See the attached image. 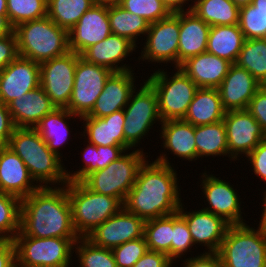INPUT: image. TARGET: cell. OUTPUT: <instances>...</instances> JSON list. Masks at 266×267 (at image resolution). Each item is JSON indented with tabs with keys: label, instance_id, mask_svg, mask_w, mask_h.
<instances>
[{
	"label": "cell",
	"instance_id": "f1b7e54d",
	"mask_svg": "<svg viewBox=\"0 0 266 267\" xmlns=\"http://www.w3.org/2000/svg\"><path fill=\"white\" fill-rule=\"evenodd\" d=\"M78 118L81 119L67 108H55L51 113L46 114L34 129L40 134L47 147L63 160L60 147L69 144L68 140L72 139L69 122L71 123V119L75 121Z\"/></svg>",
	"mask_w": 266,
	"mask_h": 267
},
{
	"label": "cell",
	"instance_id": "11a10c76",
	"mask_svg": "<svg viewBox=\"0 0 266 267\" xmlns=\"http://www.w3.org/2000/svg\"><path fill=\"white\" fill-rule=\"evenodd\" d=\"M164 3L170 8L172 12L175 11H183V10H190L191 4H189V0H163ZM189 5L188 8L185 6Z\"/></svg>",
	"mask_w": 266,
	"mask_h": 267
},
{
	"label": "cell",
	"instance_id": "4dcf8cb0",
	"mask_svg": "<svg viewBox=\"0 0 266 267\" xmlns=\"http://www.w3.org/2000/svg\"><path fill=\"white\" fill-rule=\"evenodd\" d=\"M244 41L239 24L211 26L206 51L236 64Z\"/></svg>",
	"mask_w": 266,
	"mask_h": 267
},
{
	"label": "cell",
	"instance_id": "d6986e66",
	"mask_svg": "<svg viewBox=\"0 0 266 267\" xmlns=\"http://www.w3.org/2000/svg\"><path fill=\"white\" fill-rule=\"evenodd\" d=\"M111 34L108 6L94 5L68 32L69 50L81 55L87 48Z\"/></svg>",
	"mask_w": 266,
	"mask_h": 267
},
{
	"label": "cell",
	"instance_id": "d4e9b609",
	"mask_svg": "<svg viewBox=\"0 0 266 267\" xmlns=\"http://www.w3.org/2000/svg\"><path fill=\"white\" fill-rule=\"evenodd\" d=\"M231 65L226 59L206 51L188 58L179 68L199 88H218Z\"/></svg>",
	"mask_w": 266,
	"mask_h": 267
},
{
	"label": "cell",
	"instance_id": "f5cc1de1",
	"mask_svg": "<svg viewBox=\"0 0 266 267\" xmlns=\"http://www.w3.org/2000/svg\"><path fill=\"white\" fill-rule=\"evenodd\" d=\"M0 267H16V247L12 240H0Z\"/></svg>",
	"mask_w": 266,
	"mask_h": 267
},
{
	"label": "cell",
	"instance_id": "3957f363",
	"mask_svg": "<svg viewBox=\"0 0 266 267\" xmlns=\"http://www.w3.org/2000/svg\"><path fill=\"white\" fill-rule=\"evenodd\" d=\"M7 147L23 160L39 187H59L68 183L65 163L47 147L34 128H15Z\"/></svg>",
	"mask_w": 266,
	"mask_h": 267
},
{
	"label": "cell",
	"instance_id": "6f0895ef",
	"mask_svg": "<svg viewBox=\"0 0 266 267\" xmlns=\"http://www.w3.org/2000/svg\"><path fill=\"white\" fill-rule=\"evenodd\" d=\"M265 191V192H264ZM263 191V201H262V206L263 207H261L263 210H262V214L260 215L261 216V218H259V224H261L263 227H265L266 228V190H264Z\"/></svg>",
	"mask_w": 266,
	"mask_h": 267
},
{
	"label": "cell",
	"instance_id": "1f68e13d",
	"mask_svg": "<svg viewBox=\"0 0 266 267\" xmlns=\"http://www.w3.org/2000/svg\"><path fill=\"white\" fill-rule=\"evenodd\" d=\"M126 150L122 146H96L89 143L83 148V164L78 170L69 171L66 169L68 182H82L89 174L94 171L104 169L112 161H116ZM84 165V166H83ZM74 171V172H73Z\"/></svg>",
	"mask_w": 266,
	"mask_h": 267
},
{
	"label": "cell",
	"instance_id": "52a82bcc",
	"mask_svg": "<svg viewBox=\"0 0 266 267\" xmlns=\"http://www.w3.org/2000/svg\"><path fill=\"white\" fill-rule=\"evenodd\" d=\"M143 148L126 151L104 169L89 174L82 182L92 191L120 199L123 203L133 187L139 169L148 158ZM129 152V153H128Z\"/></svg>",
	"mask_w": 266,
	"mask_h": 267
},
{
	"label": "cell",
	"instance_id": "f35d334b",
	"mask_svg": "<svg viewBox=\"0 0 266 267\" xmlns=\"http://www.w3.org/2000/svg\"><path fill=\"white\" fill-rule=\"evenodd\" d=\"M74 249L79 267H117L111 249L99 247L86 237H80Z\"/></svg>",
	"mask_w": 266,
	"mask_h": 267
},
{
	"label": "cell",
	"instance_id": "4fadbf2b",
	"mask_svg": "<svg viewBox=\"0 0 266 267\" xmlns=\"http://www.w3.org/2000/svg\"><path fill=\"white\" fill-rule=\"evenodd\" d=\"M203 172L199 184L203 192L201 194L204 195L203 199L206 198L204 202L206 201L208 205L203 206L202 209L223 218L230 225L245 224L246 221L241 211L243 210L241 207L242 198H239L240 196L237 189H234V185L228 180L210 174L207 170Z\"/></svg>",
	"mask_w": 266,
	"mask_h": 267
},
{
	"label": "cell",
	"instance_id": "4316f807",
	"mask_svg": "<svg viewBox=\"0 0 266 267\" xmlns=\"http://www.w3.org/2000/svg\"><path fill=\"white\" fill-rule=\"evenodd\" d=\"M210 28L191 10L180 11L178 67L188 58L206 52Z\"/></svg>",
	"mask_w": 266,
	"mask_h": 267
},
{
	"label": "cell",
	"instance_id": "ee69618b",
	"mask_svg": "<svg viewBox=\"0 0 266 267\" xmlns=\"http://www.w3.org/2000/svg\"><path fill=\"white\" fill-rule=\"evenodd\" d=\"M148 250L145 237L118 245L112 249L117 267H132Z\"/></svg>",
	"mask_w": 266,
	"mask_h": 267
},
{
	"label": "cell",
	"instance_id": "ba28073f",
	"mask_svg": "<svg viewBox=\"0 0 266 267\" xmlns=\"http://www.w3.org/2000/svg\"><path fill=\"white\" fill-rule=\"evenodd\" d=\"M171 77L164 69H154L146 80L155 90L162 121L183 119L199 87L179 68ZM156 70V71H155Z\"/></svg>",
	"mask_w": 266,
	"mask_h": 267
},
{
	"label": "cell",
	"instance_id": "c3c4849f",
	"mask_svg": "<svg viewBox=\"0 0 266 267\" xmlns=\"http://www.w3.org/2000/svg\"><path fill=\"white\" fill-rule=\"evenodd\" d=\"M18 56L17 39L14 31L10 35L0 37V70Z\"/></svg>",
	"mask_w": 266,
	"mask_h": 267
},
{
	"label": "cell",
	"instance_id": "816d5d0a",
	"mask_svg": "<svg viewBox=\"0 0 266 267\" xmlns=\"http://www.w3.org/2000/svg\"><path fill=\"white\" fill-rule=\"evenodd\" d=\"M15 128L8 106L0 102V147L8 146Z\"/></svg>",
	"mask_w": 266,
	"mask_h": 267
},
{
	"label": "cell",
	"instance_id": "7402d4cb",
	"mask_svg": "<svg viewBox=\"0 0 266 267\" xmlns=\"http://www.w3.org/2000/svg\"><path fill=\"white\" fill-rule=\"evenodd\" d=\"M136 48L139 47L129 39L111 33L103 41L87 48L81 57L89 63L106 67L113 72H123L132 70L131 66L124 64V60L131 56Z\"/></svg>",
	"mask_w": 266,
	"mask_h": 267
},
{
	"label": "cell",
	"instance_id": "680465c9",
	"mask_svg": "<svg viewBox=\"0 0 266 267\" xmlns=\"http://www.w3.org/2000/svg\"><path fill=\"white\" fill-rule=\"evenodd\" d=\"M120 0H92L94 5H106V6H111L118 4Z\"/></svg>",
	"mask_w": 266,
	"mask_h": 267
},
{
	"label": "cell",
	"instance_id": "74e56055",
	"mask_svg": "<svg viewBox=\"0 0 266 267\" xmlns=\"http://www.w3.org/2000/svg\"><path fill=\"white\" fill-rule=\"evenodd\" d=\"M173 214L145 221L144 237L150 251L162 252L171 260Z\"/></svg>",
	"mask_w": 266,
	"mask_h": 267
},
{
	"label": "cell",
	"instance_id": "db71d44e",
	"mask_svg": "<svg viewBox=\"0 0 266 267\" xmlns=\"http://www.w3.org/2000/svg\"><path fill=\"white\" fill-rule=\"evenodd\" d=\"M252 4L261 13L262 17V39L266 38V0H253Z\"/></svg>",
	"mask_w": 266,
	"mask_h": 267
},
{
	"label": "cell",
	"instance_id": "9c48e42d",
	"mask_svg": "<svg viewBox=\"0 0 266 267\" xmlns=\"http://www.w3.org/2000/svg\"><path fill=\"white\" fill-rule=\"evenodd\" d=\"M78 239L36 238L18 232L13 240L16 247V267H70L74 244Z\"/></svg>",
	"mask_w": 266,
	"mask_h": 267
},
{
	"label": "cell",
	"instance_id": "277c9868",
	"mask_svg": "<svg viewBox=\"0 0 266 267\" xmlns=\"http://www.w3.org/2000/svg\"><path fill=\"white\" fill-rule=\"evenodd\" d=\"M13 31L19 56L36 63L41 64L70 51L68 31L48 16L21 23Z\"/></svg>",
	"mask_w": 266,
	"mask_h": 267
},
{
	"label": "cell",
	"instance_id": "e0dca14e",
	"mask_svg": "<svg viewBox=\"0 0 266 267\" xmlns=\"http://www.w3.org/2000/svg\"><path fill=\"white\" fill-rule=\"evenodd\" d=\"M40 86V64L18 56L0 70V102L8 105L13 99Z\"/></svg>",
	"mask_w": 266,
	"mask_h": 267
},
{
	"label": "cell",
	"instance_id": "60d3db41",
	"mask_svg": "<svg viewBox=\"0 0 266 267\" xmlns=\"http://www.w3.org/2000/svg\"><path fill=\"white\" fill-rule=\"evenodd\" d=\"M7 16L11 26L44 18L47 16L45 0H6Z\"/></svg>",
	"mask_w": 266,
	"mask_h": 267
},
{
	"label": "cell",
	"instance_id": "836d02e7",
	"mask_svg": "<svg viewBox=\"0 0 266 267\" xmlns=\"http://www.w3.org/2000/svg\"><path fill=\"white\" fill-rule=\"evenodd\" d=\"M197 160L201 157L229 158L226 129L223 120L214 124L195 126Z\"/></svg>",
	"mask_w": 266,
	"mask_h": 267
},
{
	"label": "cell",
	"instance_id": "b9f144b4",
	"mask_svg": "<svg viewBox=\"0 0 266 267\" xmlns=\"http://www.w3.org/2000/svg\"><path fill=\"white\" fill-rule=\"evenodd\" d=\"M118 5L144 18L149 24L167 18L172 13L163 0H120Z\"/></svg>",
	"mask_w": 266,
	"mask_h": 267
},
{
	"label": "cell",
	"instance_id": "ab89813d",
	"mask_svg": "<svg viewBox=\"0 0 266 267\" xmlns=\"http://www.w3.org/2000/svg\"><path fill=\"white\" fill-rule=\"evenodd\" d=\"M21 199L0 191V240H14L20 231Z\"/></svg>",
	"mask_w": 266,
	"mask_h": 267
},
{
	"label": "cell",
	"instance_id": "bcb514c9",
	"mask_svg": "<svg viewBox=\"0 0 266 267\" xmlns=\"http://www.w3.org/2000/svg\"><path fill=\"white\" fill-rule=\"evenodd\" d=\"M248 158V159H247ZM251 170L266 184V137L246 156ZM253 168V169H252Z\"/></svg>",
	"mask_w": 266,
	"mask_h": 267
},
{
	"label": "cell",
	"instance_id": "8992f818",
	"mask_svg": "<svg viewBox=\"0 0 266 267\" xmlns=\"http://www.w3.org/2000/svg\"><path fill=\"white\" fill-rule=\"evenodd\" d=\"M217 254L224 267H266V228L230 225Z\"/></svg>",
	"mask_w": 266,
	"mask_h": 267
},
{
	"label": "cell",
	"instance_id": "5b68a950",
	"mask_svg": "<svg viewBox=\"0 0 266 267\" xmlns=\"http://www.w3.org/2000/svg\"><path fill=\"white\" fill-rule=\"evenodd\" d=\"M72 223L79 237H87L97 226L118 213L124 203L90 190L83 182L67 183Z\"/></svg>",
	"mask_w": 266,
	"mask_h": 267
},
{
	"label": "cell",
	"instance_id": "f907efd6",
	"mask_svg": "<svg viewBox=\"0 0 266 267\" xmlns=\"http://www.w3.org/2000/svg\"><path fill=\"white\" fill-rule=\"evenodd\" d=\"M173 262L162 252L147 250L132 267H172Z\"/></svg>",
	"mask_w": 266,
	"mask_h": 267
},
{
	"label": "cell",
	"instance_id": "94428289",
	"mask_svg": "<svg viewBox=\"0 0 266 267\" xmlns=\"http://www.w3.org/2000/svg\"><path fill=\"white\" fill-rule=\"evenodd\" d=\"M238 7L249 5L253 0H233Z\"/></svg>",
	"mask_w": 266,
	"mask_h": 267
},
{
	"label": "cell",
	"instance_id": "e575fe53",
	"mask_svg": "<svg viewBox=\"0 0 266 267\" xmlns=\"http://www.w3.org/2000/svg\"><path fill=\"white\" fill-rule=\"evenodd\" d=\"M108 16L112 34L125 37L136 46L139 44L138 37L145 39L150 24L144 18L126 11L118 4L108 6Z\"/></svg>",
	"mask_w": 266,
	"mask_h": 267
},
{
	"label": "cell",
	"instance_id": "2e32d148",
	"mask_svg": "<svg viewBox=\"0 0 266 267\" xmlns=\"http://www.w3.org/2000/svg\"><path fill=\"white\" fill-rule=\"evenodd\" d=\"M144 225L143 218L123 207L91 231L86 238L99 247L112 250L125 242L144 237Z\"/></svg>",
	"mask_w": 266,
	"mask_h": 267
},
{
	"label": "cell",
	"instance_id": "7a4b0ae2",
	"mask_svg": "<svg viewBox=\"0 0 266 267\" xmlns=\"http://www.w3.org/2000/svg\"><path fill=\"white\" fill-rule=\"evenodd\" d=\"M19 232L36 238H80L72 223L67 184L39 187L21 199Z\"/></svg>",
	"mask_w": 266,
	"mask_h": 267
},
{
	"label": "cell",
	"instance_id": "d590c367",
	"mask_svg": "<svg viewBox=\"0 0 266 267\" xmlns=\"http://www.w3.org/2000/svg\"><path fill=\"white\" fill-rule=\"evenodd\" d=\"M236 64L266 85V39H245Z\"/></svg>",
	"mask_w": 266,
	"mask_h": 267
},
{
	"label": "cell",
	"instance_id": "f6af8a7d",
	"mask_svg": "<svg viewBox=\"0 0 266 267\" xmlns=\"http://www.w3.org/2000/svg\"><path fill=\"white\" fill-rule=\"evenodd\" d=\"M239 27L245 39H262L261 13L252 3L240 7Z\"/></svg>",
	"mask_w": 266,
	"mask_h": 267
},
{
	"label": "cell",
	"instance_id": "6125c7cd",
	"mask_svg": "<svg viewBox=\"0 0 266 267\" xmlns=\"http://www.w3.org/2000/svg\"><path fill=\"white\" fill-rule=\"evenodd\" d=\"M195 1H197V0H189V2H191V5H192V3H194Z\"/></svg>",
	"mask_w": 266,
	"mask_h": 267
},
{
	"label": "cell",
	"instance_id": "83f0119b",
	"mask_svg": "<svg viewBox=\"0 0 266 267\" xmlns=\"http://www.w3.org/2000/svg\"><path fill=\"white\" fill-rule=\"evenodd\" d=\"M159 130L161 146L177 158L197 160V149L195 144V126L183 119L162 121ZM163 144V145H162Z\"/></svg>",
	"mask_w": 266,
	"mask_h": 267
},
{
	"label": "cell",
	"instance_id": "d6a6232c",
	"mask_svg": "<svg viewBox=\"0 0 266 267\" xmlns=\"http://www.w3.org/2000/svg\"><path fill=\"white\" fill-rule=\"evenodd\" d=\"M190 10L209 26L239 24L240 7L233 0H197Z\"/></svg>",
	"mask_w": 266,
	"mask_h": 267
},
{
	"label": "cell",
	"instance_id": "8fae6325",
	"mask_svg": "<svg viewBox=\"0 0 266 267\" xmlns=\"http://www.w3.org/2000/svg\"><path fill=\"white\" fill-rule=\"evenodd\" d=\"M180 33V11L172 12L167 18L151 23L142 44L138 60L172 64L178 67V46ZM155 63V64H154ZM175 66V67H174Z\"/></svg>",
	"mask_w": 266,
	"mask_h": 267
},
{
	"label": "cell",
	"instance_id": "91938a15",
	"mask_svg": "<svg viewBox=\"0 0 266 267\" xmlns=\"http://www.w3.org/2000/svg\"><path fill=\"white\" fill-rule=\"evenodd\" d=\"M0 16H7L6 0H0Z\"/></svg>",
	"mask_w": 266,
	"mask_h": 267
},
{
	"label": "cell",
	"instance_id": "8d00e7d4",
	"mask_svg": "<svg viewBox=\"0 0 266 267\" xmlns=\"http://www.w3.org/2000/svg\"><path fill=\"white\" fill-rule=\"evenodd\" d=\"M47 5V16L69 32L94 3L92 0H49Z\"/></svg>",
	"mask_w": 266,
	"mask_h": 267
},
{
	"label": "cell",
	"instance_id": "603a6c76",
	"mask_svg": "<svg viewBox=\"0 0 266 267\" xmlns=\"http://www.w3.org/2000/svg\"><path fill=\"white\" fill-rule=\"evenodd\" d=\"M38 188L23 160L9 147H0V191L23 199Z\"/></svg>",
	"mask_w": 266,
	"mask_h": 267
},
{
	"label": "cell",
	"instance_id": "44dd1931",
	"mask_svg": "<svg viewBox=\"0 0 266 267\" xmlns=\"http://www.w3.org/2000/svg\"><path fill=\"white\" fill-rule=\"evenodd\" d=\"M262 85L244 68L232 64L218 87L225 111L245 110Z\"/></svg>",
	"mask_w": 266,
	"mask_h": 267
},
{
	"label": "cell",
	"instance_id": "cb8c5ba5",
	"mask_svg": "<svg viewBox=\"0 0 266 267\" xmlns=\"http://www.w3.org/2000/svg\"><path fill=\"white\" fill-rule=\"evenodd\" d=\"M81 136L96 146H122L125 149L124 110H118L102 118L82 116Z\"/></svg>",
	"mask_w": 266,
	"mask_h": 267
},
{
	"label": "cell",
	"instance_id": "6da1fadb",
	"mask_svg": "<svg viewBox=\"0 0 266 267\" xmlns=\"http://www.w3.org/2000/svg\"><path fill=\"white\" fill-rule=\"evenodd\" d=\"M166 152L144 162L124 202V208L145 221L178 212L182 204L177 171ZM172 164V165H171Z\"/></svg>",
	"mask_w": 266,
	"mask_h": 267
},
{
	"label": "cell",
	"instance_id": "9f6ffc18",
	"mask_svg": "<svg viewBox=\"0 0 266 267\" xmlns=\"http://www.w3.org/2000/svg\"><path fill=\"white\" fill-rule=\"evenodd\" d=\"M14 28L11 26L8 16H0V37L10 35Z\"/></svg>",
	"mask_w": 266,
	"mask_h": 267
},
{
	"label": "cell",
	"instance_id": "681fc988",
	"mask_svg": "<svg viewBox=\"0 0 266 267\" xmlns=\"http://www.w3.org/2000/svg\"><path fill=\"white\" fill-rule=\"evenodd\" d=\"M184 259H181L182 267H224L217 253L202 252L195 257L191 254L189 258Z\"/></svg>",
	"mask_w": 266,
	"mask_h": 267
},
{
	"label": "cell",
	"instance_id": "9a60e30c",
	"mask_svg": "<svg viewBox=\"0 0 266 267\" xmlns=\"http://www.w3.org/2000/svg\"><path fill=\"white\" fill-rule=\"evenodd\" d=\"M223 122L228 142V160L246 157L266 137L260 124L246 109L226 111Z\"/></svg>",
	"mask_w": 266,
	"mask_h": 267
},
{
	"label": "cell",
	"instance_id": "7dc6e473",
	"mask_svg": "<svg viewBox=\"0 0 266 267\" xmlns=\"http://www.w3.org/2000/svg\"><path fill=\"white\" fill-rule=\"evenodd\" d=\"M246 110L256 119L266 134V85L255 93Z\"/></svg>",
	"mask_w": 266,
	"mask_h": 267
},
{
	"label": "cell",
	"instance_id": "f546056e",
	"mask_svg": "<svg viewBox=\"0 0 266 267\" xmlns=\"http://www.w3.org/2000/svg\"><path fill=\"white\" fill-rule=\"evenodd\" d=\"M225 112L218 88H199L183 120L194 126L214 124L224 119Z\"/></svg>",
	"mask_w": 266,
	"mask_h": 267
},
{
	"label": "cell",
	"instance_id": "30bf717a",
	"mask_svg": "<svg viewBox=\"0 0 266 267\" xmlns=\"http://www.w3.org/2000/svg\"><path fill=\"white\" fill-rule=\"evenodd\" d=\"M138 88L140 89L132 92L123 109L125 150L130 152L139 147L141 140L144 141L156 122H159V125L162 123L157 94L153 87L145 80Z\"/></svg>",
	"mask_w": 266,
	"mask_h": 267
},
{
	"label": "cell",
	"instance_id": "ac0fdd59",
	"mask_svg": "<svg viewBox=\"0 0 266 267\" xmlns=\"http://www.w3.org/2000/svg\"><path fill=\"white\" fill-rule=\"evenodd\" d=\"M182 203L179 214L186 220L194 247L196 244L205 247L203 252L217 253L230 226L223 218L203 209L187 211ZM186 211H185V209ZM207 247V248H206Z\"/></svg>",
	"mask_w": 266,
	"mask_h": 267
},
{
	"label": "cell",
	"instance_id": "ffe728a7",
	"mask_svg": "<svg viewBox=\"0 0 266 267\" xmlns=\"http://www.w3.org/2000/svg\"><path fill=\"white\" fill-rule=\"evenodd\" d=\"M134 70L113 72L106 80L104 89L98 96L92 110L86 115L102 118L124 109L135 86Z\"/></svg>",
	"mask_w": 266,
	"mask_h": 267
},
{
	"label": "cell",
	"instance_id": "7c38bea8",
	"mask_svg": "<svg viewBox=\"0 0 266 267\" xmlns=\"http://www.w3.org/2000/svg\"><path fill=\"white\" fill-rule=\"evenodd\" d=\"M112 73L110 69L89 63L77 54L74 86L67 109L80 117L87 115Z\"/></svg>",
	"mask_w": 266,
	"mask_h": 267
},
{
	"label": "cell",
	"instance_id": "7bdbcfd3",
	"mask_svg": "<svg viewBox=\"0 0 266 267\" xmlns=\"http://www.w3.org/2000/svg\"><path fill=\"white\" fill-rule=\"evenodd\" d=\"M194 246L186 220L176 212L173 214V235L171 240V261L176 263L188 253L193 252ZM175 261V262H174Z\"/></svg>",
	"mask_w": 266,
	"mask_h": 267
},
{
	"label": "cell",
	"instance_id": "5bb4252c",
	"mask_svg": "<svg viewBox=\"0 0 266 267\" xmlns=\"http://www.w3.org/2000/svg\"><path fill=\"white\" fill-rule=\"evenodd\" d=\"M77 53L50 59L40 64V86L56 108H67L71 98Z\"/></svg>",
	"mask_w": 266,
	"mask_h": 267
},
{
	"label": "cell",
	"instance_id": "484cf974",
	"mask_svg": "<svg viewBox=\"0 0 266 267\" xmlns=\"http://www.w3.org/2000/svg\"><path fill=\"white\" fill-rule=\"evenodd\" d=\"M7 106L16 128H34L56 108L41 86L13 99Z\"/></svg>",
	"mask_w": 266,
	"mask_h": 267
}]
</instances>
